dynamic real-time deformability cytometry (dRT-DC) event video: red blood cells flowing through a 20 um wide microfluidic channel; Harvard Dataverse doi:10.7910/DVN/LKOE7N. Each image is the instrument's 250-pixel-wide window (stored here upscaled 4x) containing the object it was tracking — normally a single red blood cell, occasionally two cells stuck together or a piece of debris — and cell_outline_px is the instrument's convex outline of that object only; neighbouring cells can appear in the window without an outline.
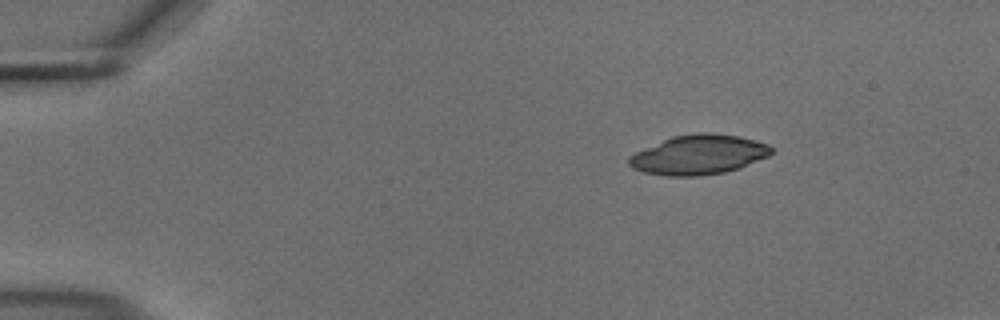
{"species": "common noctule bat (a hibernating species)", "species_latin": "Nyctalus noctula", "temperature_condition": "cold", "stored_images_in_passage": 47, "camera_frame_rate_fps": 3000, "um_per_image_px": 0.085, "animal": {"sex": "male", "body_mass_g": 18.8}, "frame": {"image": 1, "passage_image": 1, "time_ms": 0.0, "image_size_px": [1000, 320], "cell_outline_px": [[772, 152], [768, 156], [740, 168], [724, 172], [700, 176], [668, 176], [644, 172], [632, 168], [628, 164], [628, 156], [644, 148], [672, 136], [696, 132], [712, 132], [736, 136], [768, 144], [772, 148]], "centroid_in_image_um": [59.36, 13.15], "position_along_channel_um": 25.6, "area_um2": 32.83}}
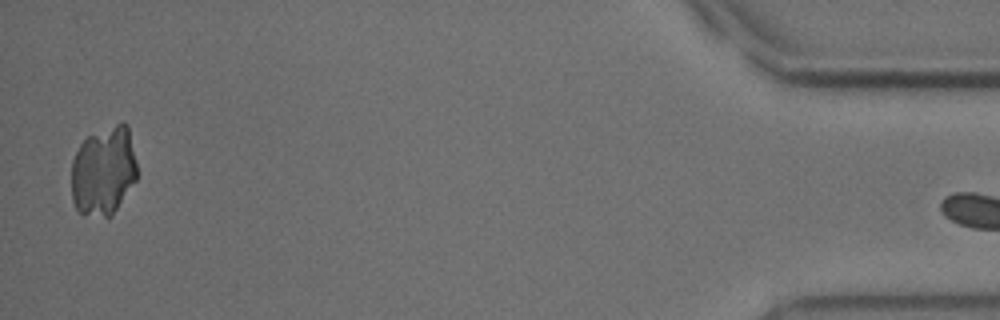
{"frame": {"image": 2, "passage_image": 46, "time_ms": 15.0, "image_size_px": [1000, 320], "cell_outline_px": [[136, 180], [112, 216], [84, 216], [76, 208], [72, 200], [72, 160], [80, 144], [88, 136], [120, 120], [124, 120], [128, 124], [136, 164]], "centroid_in_image_um": [8.8, 14.51], "position_along_channel_um": 426.4, "area_um2": 34.39}}